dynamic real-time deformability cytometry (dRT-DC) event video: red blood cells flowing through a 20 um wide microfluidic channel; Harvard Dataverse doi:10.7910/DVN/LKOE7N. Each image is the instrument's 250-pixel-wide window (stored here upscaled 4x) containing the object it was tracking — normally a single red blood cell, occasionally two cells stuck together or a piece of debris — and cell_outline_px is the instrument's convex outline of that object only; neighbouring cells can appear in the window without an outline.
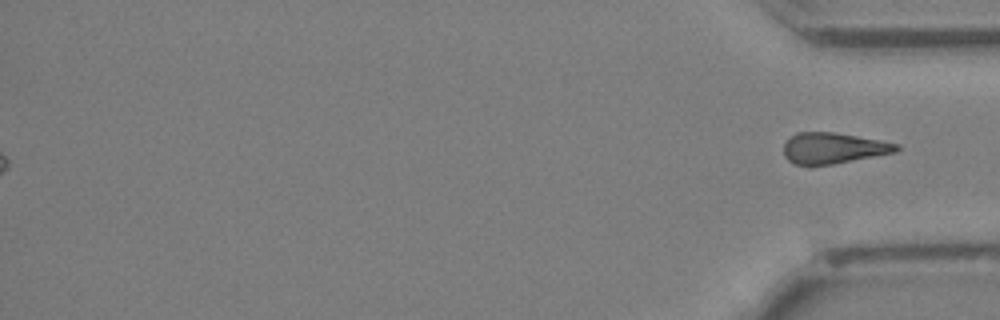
{"species": "Egyptian fruit bat (a non-hibernating species)", "species_latin": "Rousettus aegyptiacus", "temperature_condition": "cold", "stored_images_in_passage": 43, "segment_of_instrument_passage": [2, 2], "camera_frame_rate_fps": 3000, "um_per_image_px": 0.085, "animal": {"sex": "female"}, "frame": {"image": 1, "passage_image": 43, "time_ms": 14.0, "image_size_px": [1000, 320], "cell_outline_px": [[900, 148], [896, 152], [832, 164], [796, 164], [788, 160], [784, 156], [784, 144], [796, 132], [832, 132], [880, 140], [900, 144]], "centroid_in_image_um": [70.85, 12.58], "position_along_channel_um": 364.4, "area_um2": 20.0}}